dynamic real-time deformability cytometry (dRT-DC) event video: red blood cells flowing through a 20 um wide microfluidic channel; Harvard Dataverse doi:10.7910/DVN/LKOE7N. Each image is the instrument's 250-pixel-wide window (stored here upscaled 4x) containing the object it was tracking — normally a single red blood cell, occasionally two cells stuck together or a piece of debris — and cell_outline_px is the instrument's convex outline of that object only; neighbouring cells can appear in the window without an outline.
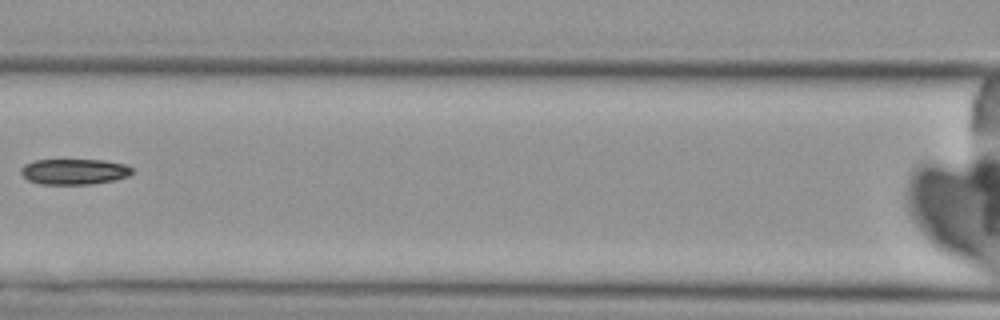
{"species": "Egyptian fruit bat (a non-hibernating species)", "species_latin": "Rousettus aegyptiacus", "temperature_condition": "cold", "stored_images_in_passage": 7, "camera_frame_rate_fps": 3000, "um_per_image_px": 0.085, "animal": {"sex": "female"}, "frame": {"image": 1, "passage_image": 7, "time_ms": 8.0, "image_size_px": [1000, 320], "cell_outline_px": [[132, 172], [128, 176], [116, 180], [88, 184], [40, 184], [28, 180], [20, 172], [20, 168], [24, 164], [36, 160], [104, 160], [124, 164], [132, 168]], "centroid_in_image_um": [6.29, 14.59], "position_along_channel_um": 160.3, "area_um2": 16.59}}